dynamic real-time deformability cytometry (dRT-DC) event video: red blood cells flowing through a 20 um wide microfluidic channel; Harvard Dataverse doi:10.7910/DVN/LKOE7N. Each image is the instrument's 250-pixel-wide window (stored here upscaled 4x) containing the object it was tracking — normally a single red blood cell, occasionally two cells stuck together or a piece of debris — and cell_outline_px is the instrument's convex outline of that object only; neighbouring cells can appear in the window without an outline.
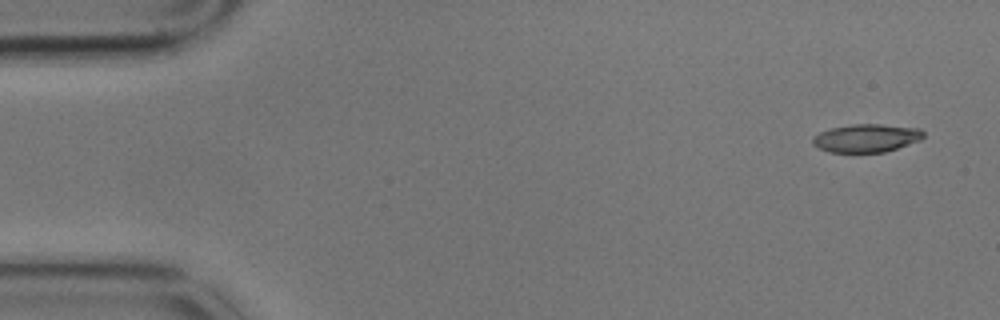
{"species": "common noctule bat (a hibernating species)", "species_latin": "Nyctalus noctula", "temperature_condition": "cold", "stored_images_in_passage": 6, "camera_frame_rate_fps": 3000, "um_per_image_px": 0.085, "animal": {"sex": "male", "body_mass_g": 17.9}, "frame": {"image": 1, "passage_image": 1, "time_ms": 0.0, "image_size_px": [1000, 320], "cell_outline_px": [[924, 136], [920, 140], [884, 152], [828, 152], [812, 144], [812, 136], [820, 132], [832, 128], [852, 124], [880, 124], [920, 128], [924, 132]], "centroid_in_image_um": [73.63, 11.73], "position_along_channel_um": 11.4, "area_um2": 18.09}}
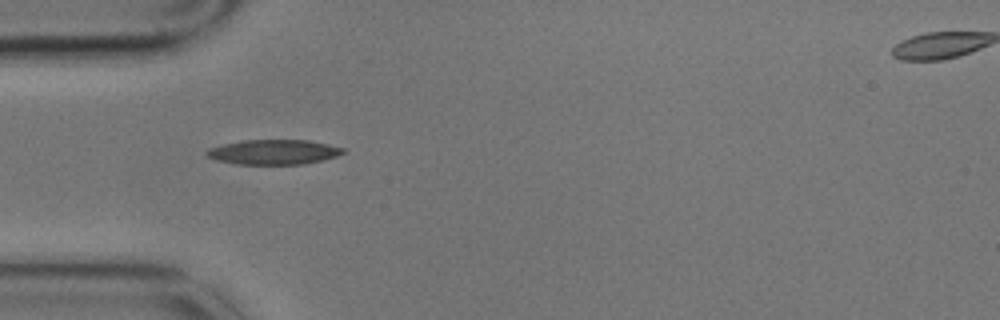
{"frame": {"image": 2, "passage_image": 5, "time_ms": 1.333, "image_size_px": [1000, 320], "cell_outline_px": [[348, 152], [324, 160], [304, 164], [236, 164], [216, 160], [204, 156], [204, 152], [208, 148], [224, 144], [244, 140], [308, 140], [328, 144], [344, 148]], "centroid_in_image_um": [23.26, 12.92], "position_along_channel_um": 61.7, "area_um2": 19.94}}